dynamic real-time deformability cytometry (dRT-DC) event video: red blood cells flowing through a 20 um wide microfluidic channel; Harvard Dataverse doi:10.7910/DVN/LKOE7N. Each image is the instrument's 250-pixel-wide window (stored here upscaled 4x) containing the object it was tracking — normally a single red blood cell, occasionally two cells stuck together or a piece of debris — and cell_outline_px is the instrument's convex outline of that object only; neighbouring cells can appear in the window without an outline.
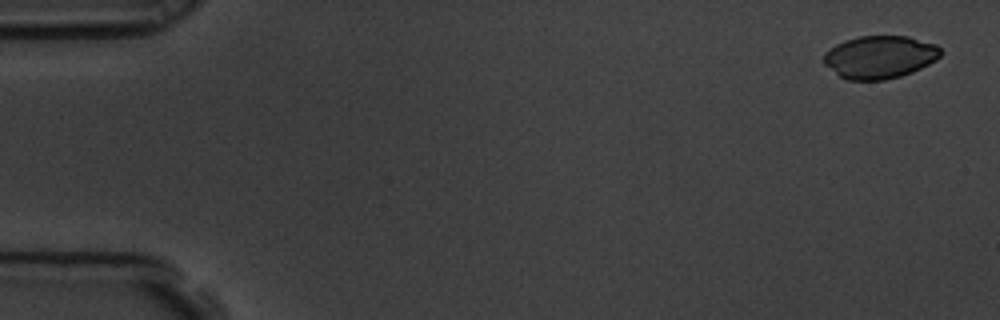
{"species": "common noctule bat (a hibernating species)", "species_latin": "Nyctalus noctula", "temperature_condition": "room temperature", "stored_images_in_passage": 3, "camera_frame_rate_fps": 3000, "um_per_image_px": 0.085, "animal": {"sex": "male", "body_mass_g": 19.5, "forearm_length_mm": 54.6}, "frame": {"image": 1, "passage_image": 1, "time_ms": 0.0, "image_size_px": [1000, 320], "cell_outline_px": [[940, 56], [936, 60], [912, 72], [900, 76], [884, 80], [848, 80], [840, 76], [824, 64], [824, 56], [836, 44], [844, 40], [860, 36], [908, 36], [936, 44], [940, 48]], "centroid_in_image_um": [74.8, 4.85], "position_along_channel_um": 10.2, "area_um2": 28.9}}